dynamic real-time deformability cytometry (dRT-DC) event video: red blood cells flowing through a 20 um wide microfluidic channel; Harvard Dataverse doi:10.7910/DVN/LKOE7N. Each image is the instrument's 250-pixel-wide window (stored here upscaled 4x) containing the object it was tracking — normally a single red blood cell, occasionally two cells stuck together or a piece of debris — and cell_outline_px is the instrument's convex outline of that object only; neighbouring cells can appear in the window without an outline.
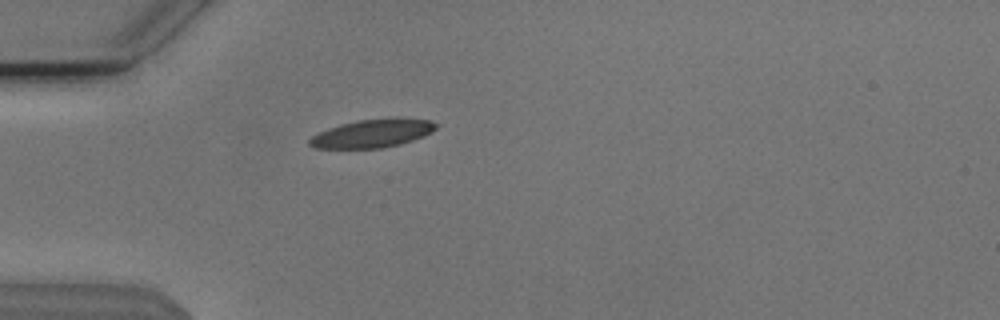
{"species": "Egyptian fruit bat (a non-hibernating species)", "species_latin": "Rousettus aegyptiacus", "temperature_condition": "cold", "stored_images_in_passage": 4, "camera_frame_rate_fps": 3000, "um_per_image_px": 0.085, "animal": {"sex": "male"}, "frame": {"image": 1, "passage_image": 4, "time_ms": 1.0, "image_size_px": [1000, 320], "cell_outline_px": [[440, 124], [432, 132], [424, 136], [400, 144], [380, 148], [316, 148], [308, 144], [308, 140], [312, 136], [328, 128], [340, 124], [356, 120], [432, 120]], "centroid_in_image_um": [31.62, 11.37], "position_along_channel_um": 53.4, "area_um2": 20.17}}